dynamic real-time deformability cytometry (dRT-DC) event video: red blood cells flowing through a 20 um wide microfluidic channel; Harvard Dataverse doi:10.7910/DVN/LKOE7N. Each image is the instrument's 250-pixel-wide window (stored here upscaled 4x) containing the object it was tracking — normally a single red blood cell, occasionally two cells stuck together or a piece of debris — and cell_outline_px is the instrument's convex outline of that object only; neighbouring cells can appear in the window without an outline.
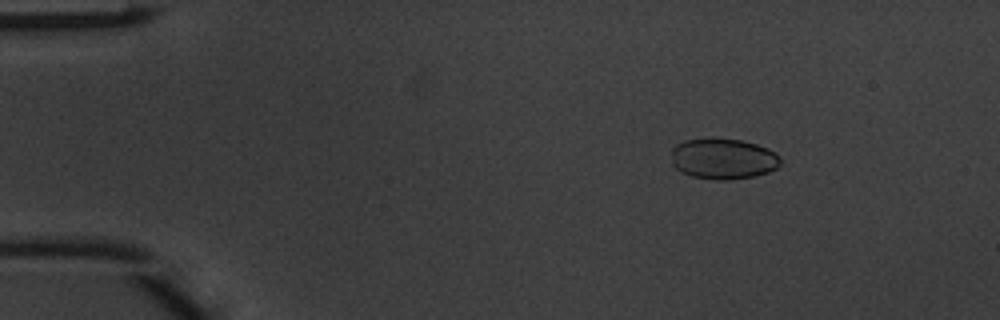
{"species": "common noctule bat (a hibernating species)", "species_latin": "Nyctalus noctula", "temperature_condition": "warm", "stored_images_in_passage": 50, "camera_frame_rate_fps": 3000, "um_per_image_px": 0.085, "animal": {"sex": "male", "body_mass_g": 20.1, "forearm_length_mm": 53.5}, "frame": {"image": 1, "passage_image": 8, "time_ms": 2.333, "image_size_px": [1000, 320], "cell_outline_px": [[780, 164], [776, 168], [768, 172], [752, 176], [728, 180], [716, 180], [692, 176], [680, 172], [672, 164], [672, 148], [676, 144], [684, 140], [712, 136], [744, 140], [768, 148], [776, 152], [780, 156]], "centroid_in_image_um": [61.45, 13.46], "position_along_channel_um": 23.5, "area_um2": 26.53}}
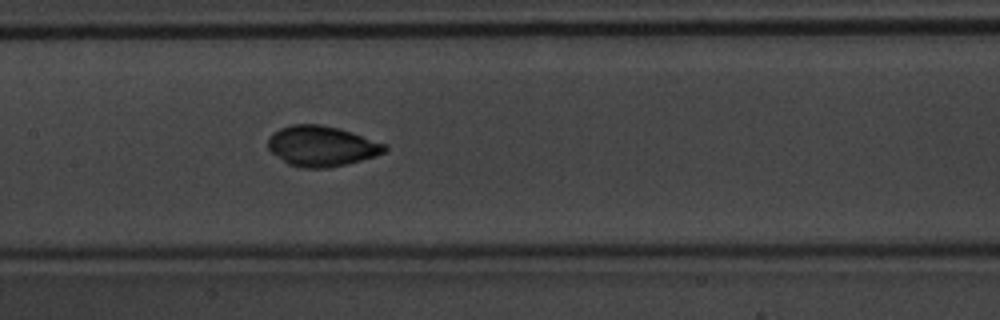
{"frame": {"image": 2, "passage_image": 25, "time_ms": 8.0, "image_size_px": [1000, 320], "cell_outline_px": [[388, 148], [384, 152], [360, 160], [328, 168], [300, 168], [288, 164], [272, 152], [268, 148], [268, 136], [280, 128], [292, 124], [320, 124], [340, 128], [388, 144]], "centroid_in_image_um": [27.33, 12.4], "position_along_channel_um": 180.1, "area_um2": 27.46}}
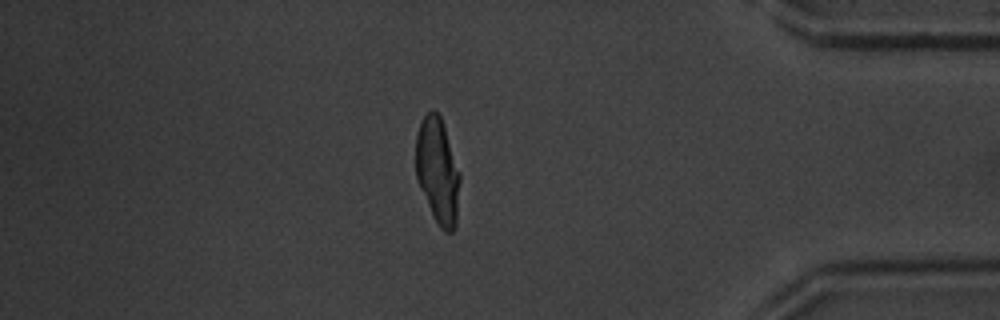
{"frame": {"image": 3, "passage_image": 43, "time_ms": 14.0, "image_size_px": [1000, 320], "cell_outline_px": [[460, 180], [456, 224], [452, 232], [444, 232], [440, 228], [428, 204], [416, 176], [416, 136], [420, 120], [432, 108], [440, 116], [460, 172]], "centroid_in_image_um": [37.2, 14.5], "position_along_channel_um": 398.0, "area_um2": 26.82}, "authors_computed_cell_mechanics": {"area_um2": 26.7036, "velocity_mm_per_s": 4.1486, "shape_relaxation_time_tau1_ms": 2.5756, "shape_relaxation_time_tau2_ms": null, "deformation_change_tau1": 0.0702, "deformation_change_tau2": null}}